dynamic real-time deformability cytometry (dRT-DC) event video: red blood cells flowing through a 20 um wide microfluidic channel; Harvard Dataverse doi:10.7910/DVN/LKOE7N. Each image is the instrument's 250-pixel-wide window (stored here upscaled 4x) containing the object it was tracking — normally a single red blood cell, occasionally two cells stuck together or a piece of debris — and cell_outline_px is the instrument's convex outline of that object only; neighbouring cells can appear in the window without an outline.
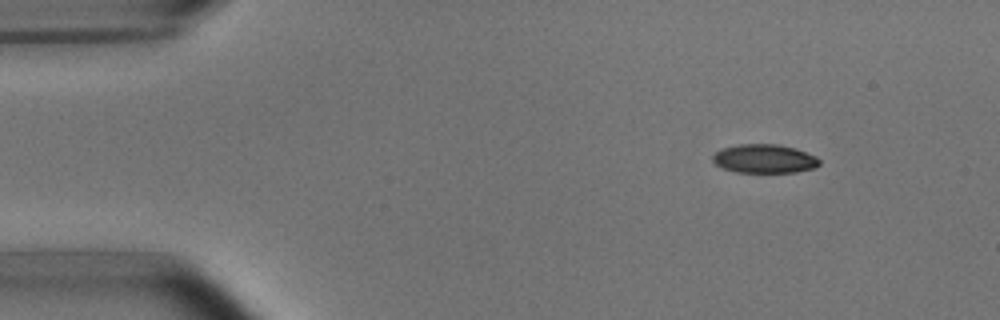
{"species": "common noctule bat (a hibernating species)", "species_latin": "Nyctalus noctula", "temperature_condition": "room temperature", "stored_images_in_passage": 3, "camera_frame_rate_fps": 3000, "um_per_image_px": 0.085, "animal": {"sex": "male", "body_mass_g": 15.6}, "frame": {"image": 1, "passage_image": 1, "time_ms": 0.0, "image_size_px": [1000, 320], "cell_outline_px": [[820, 164], [816, 168], [796, 172], [736, 172], [724, 168], [716, 164], [712, 160], [712, 156], [720, 148], [736, 144], [776, 144], [796, 148], [816, 156], [820, 160]], "centroid_in_image_um": [64.98, 13.48], "position_along_channel_um": 20.0, "area_um2": 18.03}}